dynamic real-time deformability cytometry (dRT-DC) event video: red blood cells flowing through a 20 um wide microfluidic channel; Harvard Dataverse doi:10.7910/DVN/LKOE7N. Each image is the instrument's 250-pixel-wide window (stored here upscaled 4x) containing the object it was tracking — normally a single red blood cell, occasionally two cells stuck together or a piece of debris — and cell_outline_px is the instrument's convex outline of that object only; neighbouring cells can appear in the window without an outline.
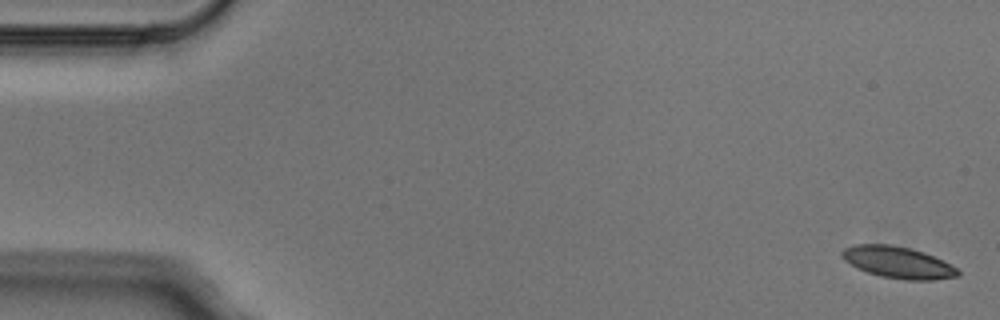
{"species": "Egyptian fruit bat (a non-hibernating species)", "species_latin": "Rousettus aegyptiacus", "temperature_condition": "cold", "stored_images_in_passage": 5, "camera_frame_rate_fps": 3000, "um_per_image_px": 0.085, "animal": {"sex": "male"}, "frame": {"image": 1, "passage_image": 1, "time_ms": 0.0, "image_size_px": [1000, 320], "cell_outline_px": [[960, 272], [956, 276], [932, 280], [904, 280], [880, 276], [856, 268], [844, 260], [840, 256], [840, 252], [844, 248], [856, 244], [892, 244], [924, 252], [956, 268]], "centroid_in_image_um": [76.25, 22.3], "position_along_channel_um": 8.8, "area_um2": 21.21}}
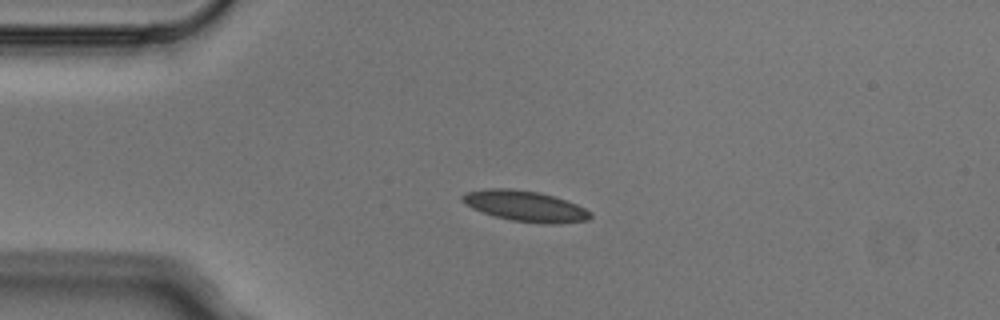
{"frame": {"image": 2, "passage_image": 4, "time_ms": 1.0, "image_size_px": [1000, 320], "cell_outline_px": [[592, 216], [588, 220], [560, 224], [544, 224], [512, 220], [496, 216], [472, 208], [464, 204], [460, 200], [460, 196], [464, 192], [484, 188], [512, 188], [540, 192], [576, 204], [592, 212]], "centroid_in_image_um": [44.61, 17.51], "position_along_channel_um": 40.4, "area_um2": 23.06}}